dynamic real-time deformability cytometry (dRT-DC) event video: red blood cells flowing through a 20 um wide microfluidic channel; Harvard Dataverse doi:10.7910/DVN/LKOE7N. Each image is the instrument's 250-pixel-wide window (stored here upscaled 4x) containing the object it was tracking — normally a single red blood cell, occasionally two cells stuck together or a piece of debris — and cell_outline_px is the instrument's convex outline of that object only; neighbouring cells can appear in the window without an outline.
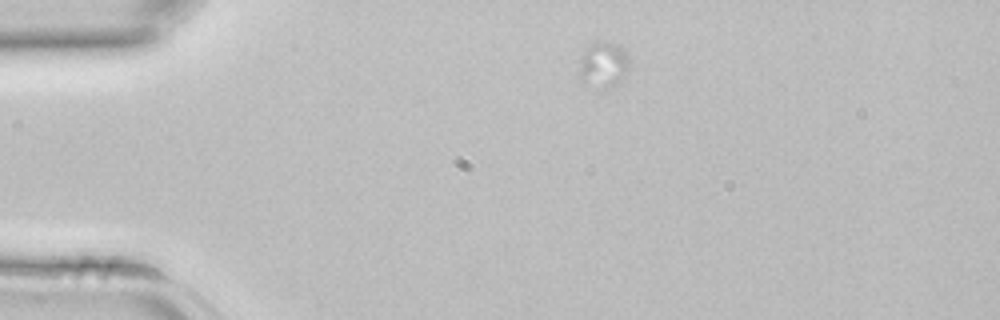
{"species": "common noctule bat (a hibernating species)", "species_latin": "Nyctalus noctula", "temperature_condition": "room temperature", "stored_images_in_passage": 7, "camera_frame_rate_fps": 3000, "um_per_image_px": 0.085, "animal": {"sex": "female", "body_mass_g": 22.7, "forearm_length_mm": 54.2}, "frame": {"image": 1, "passage_image": 1, "time_ms": 0.0, "image_size_px": [1000, 320], "cell_outline_px": [[628, 68], [624, 76], [612, 88], [600, 92], [584, 84], [580, 80], [580, 56], [584, 48], [588, 44], [596, 40], [604, 40], [624, 48], [628, 52]], "centroid_in_image_um": [51.25, 5.52], "position_along_channel_um": 33.8, "area_um2": 14.16}}
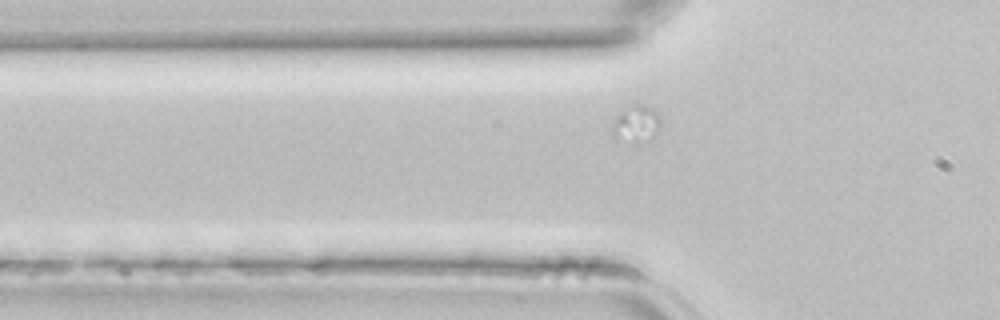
{"frame": {"image": 2, "passage_image": 7, "time_ms": 2.0, "image_size_px": [1000, 320], "cell_outline_px": [[660, 128], [652, 136], [616, 140], [612, 136], [612, 124], [616, 116], [620, 112], [632, 104], [648, 104], [660, 112]], "centroid_in_image_um": [54.08, 10.4], "position_along_channel_um": 71.7, "area_um2": 10.0}}